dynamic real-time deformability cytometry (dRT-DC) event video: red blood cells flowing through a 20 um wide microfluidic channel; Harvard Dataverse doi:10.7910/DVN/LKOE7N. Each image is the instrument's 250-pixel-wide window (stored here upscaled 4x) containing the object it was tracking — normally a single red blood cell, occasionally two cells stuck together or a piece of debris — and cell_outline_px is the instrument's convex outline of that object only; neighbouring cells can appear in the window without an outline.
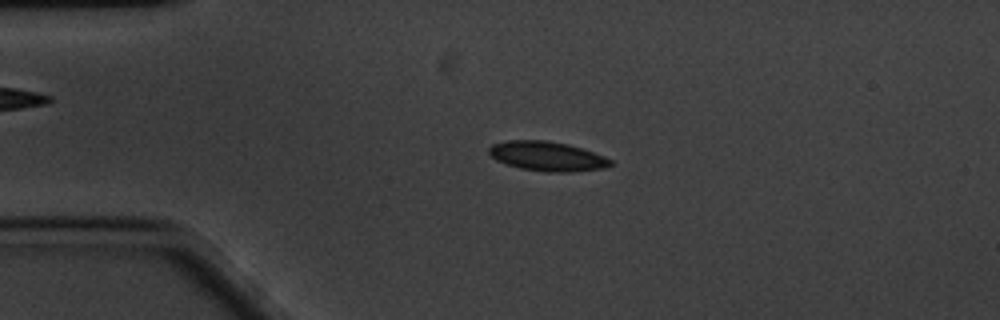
{"species": "common noctule bat (a hibernating species)", "species_latin": "Nyctalus noctula", "temperature_condition": "cold", "stored_images_in_passage": 59, "camera_frame_rate_fps": 3000, "um_per_image_px": 0.085, "animal": {"sex": "male", "body_mass_g": 20.1, "forearm_length_mm": 53.5}, "frame": {"image": 1, "passage_image": 12, "time_ms": 3.667, "image_size_px": [1000, 320], "cell_outline_px": [[616, 164], [604, 168], [568, 172], [548, 172], [520, 168], [496, 160], [488, 152], [488, 148], [492, 144], [508, 140], [548, 140], [568, 144], [604, 156], [612, 160]], "centroid_in_image_um": [46.52, 13.27], "position_along_channel_um": 38.5, "area_um2": 20.87}}
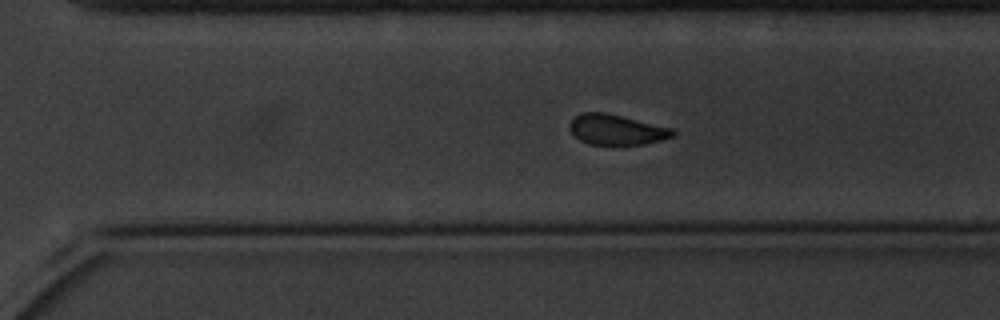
{"frame": {"image": 2, "passage_image": 40, "time_ms": 13.0, "image_size_px": [1000, 320], "cell_outline_px": [[676, 132], [672, 136], [660, 140], [644, 144], [588, 144], [580, 140], [568, 128], [568, 124], [576, 116], [584, 112], [604, 112], [672, 128]], "centroid_in_image_um": [52.37, 11.02], "position_along_channel_um": 318.2, "area_um2": 17.92}}
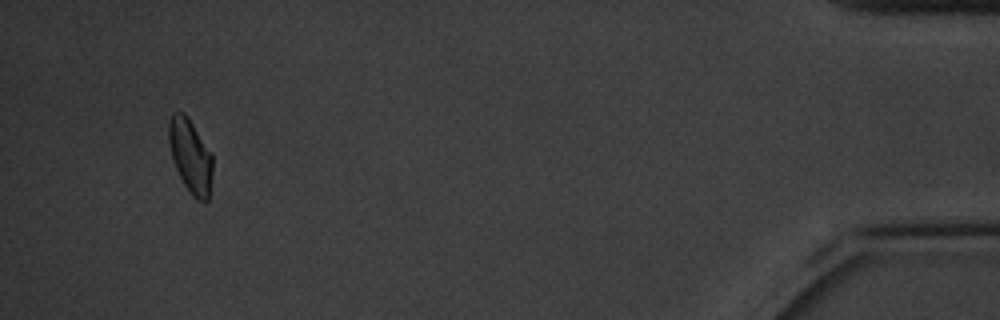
{"frame": {"image": 3, "passage_image": 56, "time_ms": 18.333, "image_size_px": [1000, 320], "cell_outline_px": [[212, 172], [208, 200], [204, 204], [196, 200], [192, 196], [184, 184], [176, 168], [172, 156], [168, 140], [168, 124], [172, 112], [184, 112], [212, 152]], "centroid_in_image_um": [16.19, 13.27], "position_along_channel_um": 419.0, "area_um2": 18.9}, "authors_computed_cell_mechanics": {"area_um2": 19.7676, "velocity_mm_per_s": 3.284, "shape_relaxation_time_tau1_ms": 3.4214, "shape_relaxation_time_tau2_ms": 7.349, "deformation_change_tau1": 0.0832, "deformation_change_tau2": 0.0648}}